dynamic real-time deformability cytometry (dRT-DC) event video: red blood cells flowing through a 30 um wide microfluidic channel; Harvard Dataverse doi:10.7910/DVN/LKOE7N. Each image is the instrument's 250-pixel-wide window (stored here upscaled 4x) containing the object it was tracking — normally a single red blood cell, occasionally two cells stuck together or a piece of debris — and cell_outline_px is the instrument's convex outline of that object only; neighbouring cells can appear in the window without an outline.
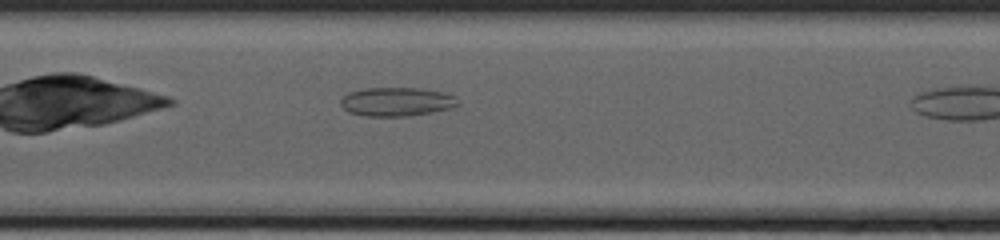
{"species": "common noctule bat (a hibernating species)", "species_latin": "Nyctalus noctula", "temperature_condition": "cold", "stored_images_in_passage": 8, "camera_frame_rate_fps": 3000, "um_per_image_px": 0.085, "animal": {"sex": "female", "body_mass_g": 20.0, "forearm_length_mm": 54.0}, "frame": {"image": 1, "passage_image": 7, "time_ms": 2.0, "image_size_px": [1000, 240], "cell_outline_px": [[460, 104], [452, 108], [432, 112], [408, 116], [368, 116], [348, 112], [340, 104], [340, 100], [348, 92], [364, 88], [420, 88], [444, 92], [456, 96]], "centroid_in_image_um": [33.74, 8.64], "position_along_channel_um": 173.7, "area_um2": 19.83}}